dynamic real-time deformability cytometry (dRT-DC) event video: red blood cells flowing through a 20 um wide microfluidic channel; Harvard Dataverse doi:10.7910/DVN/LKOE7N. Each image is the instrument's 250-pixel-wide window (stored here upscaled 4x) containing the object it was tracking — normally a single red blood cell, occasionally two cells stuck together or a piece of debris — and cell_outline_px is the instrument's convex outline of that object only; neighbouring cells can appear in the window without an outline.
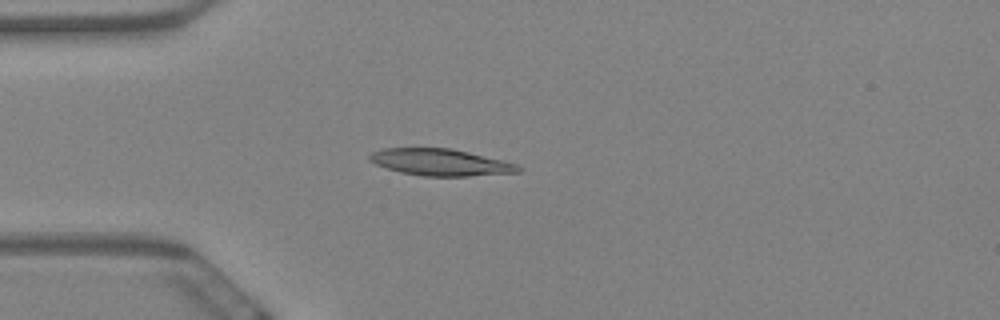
{"species": "Egyptian fruit bat (a non-hibernating species)", "species_latin": "Rousettus aegyptiacus", "temperature_condition": "warm", "stored_images_in_passage": 59, "camera_frame_rate_fps": 3000, "um_per_image_px": 0.085, "animal": {"sex": "female"}, "frame": {"image": 1, "passage_image": 16, "time_ms": 5.0, "image_size_px": [1000, 320], "cell_outline_px": [[524, 168], [520, 172], [468, 176], [424, 176], [400, 172], [376, 164], [368, 160], [368, 156], [372, 152], [384, 148], [452, 148], [504, 160], [516, 164]], "centroid_in_image_um": [37.47, 13.79], "position_along_channel_um": 47.5, "area_um2": 23.24}}
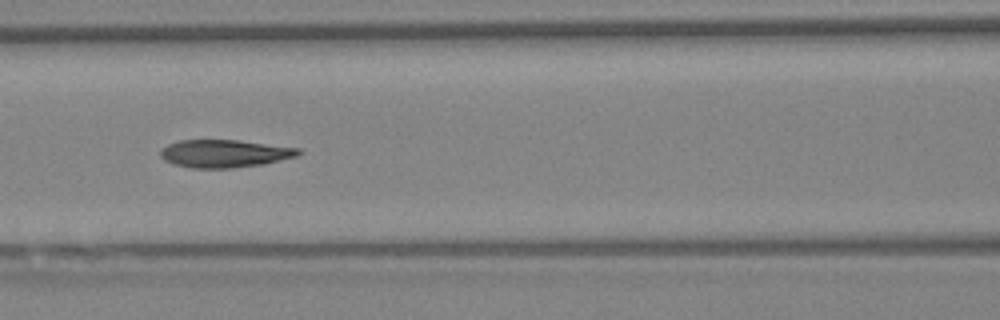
{"frame": {"image": 2, "passage_image": 26, "time_ms": 8.333, "image_size_px": [1000, 320], "cell_outline_px": [[304, 152], [296, 156], [264, 164], [232, 168], [192, 168], [172, 164], [164, 160], [160, 156], [160, 152], [168, 144], [180, 140], [236, 140], [300, 148]], "centroid_in_image_um": [19.09, 13.06], "position_along_channel_um": 147.5, "area_um2": 22.31}}
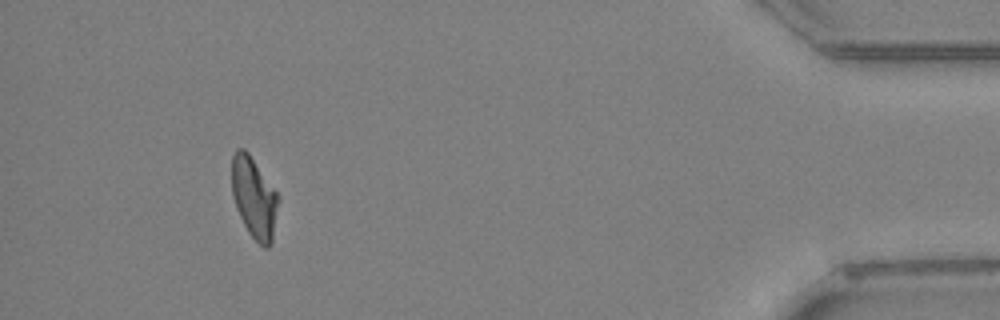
{"frame": {"image": 3, "passage_image": 55, "time_ms": 18.0, "image_size_px": [1000, 320], "cell_outline_px": [[280, 200], [272, 244], [268, 248], [264, 248], [248, 232], [236, 208], [232, 196], [232, 156], [236, 148], [244, 148], [248, 152], [280, 196]], "centroid_in_image_um": [21.62, 16.81], "position_along_channel_um": 413.6, "area_um2": 22.25}, "authors_computed_cell_mechanics": {"area_um2": 22.9466, "velocity_mm_per_s": 3.4118, "shape_relaxation_time_tau1_ms": 7.8199, "shape_relaxation_time_tau2_ms": 3.4922, "deformation_change_tau1": 0.194, "deformation_change_tau2": 0.0977}}